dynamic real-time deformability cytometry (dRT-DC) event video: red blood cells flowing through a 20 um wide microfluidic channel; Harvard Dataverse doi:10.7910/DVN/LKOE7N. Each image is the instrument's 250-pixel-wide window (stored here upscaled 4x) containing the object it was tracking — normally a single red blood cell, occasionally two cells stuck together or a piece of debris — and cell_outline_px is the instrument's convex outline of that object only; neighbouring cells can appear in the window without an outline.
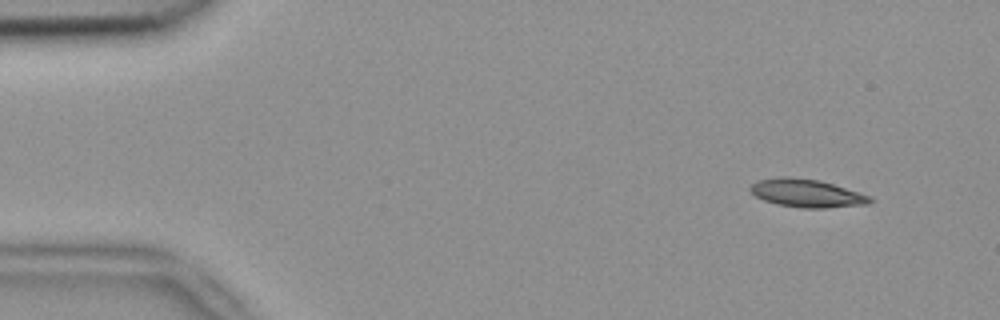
{"species": "common noctule bat (a hibernating species)", "species_latin": "Nyctalus noctula", "temperature_condition": "room temperature", "stored_images_in_passage": 5, "camera_frame_rate_fps": 3000, "um_per_image_px": 0.085, "animal": {"sex": "female", "body_mass_g": 18.4}, "frame": {"image": 1, "passage_image": 1, "time_ms": 0.0, "image_size_px": [1000, 320], "cell_outline_px": [[876, 200], [868, 204], [824, 208], [800, 208], [776, 204], [764, 200], [756, 196], [748, 188], [756, 180], [784, 176], [788, 176], [820, 180], [872, 196]], "centroid_in_image_um": [68.59, 16.42], "position_along_channel_um": 16.4, "area_um2": 19.77}}
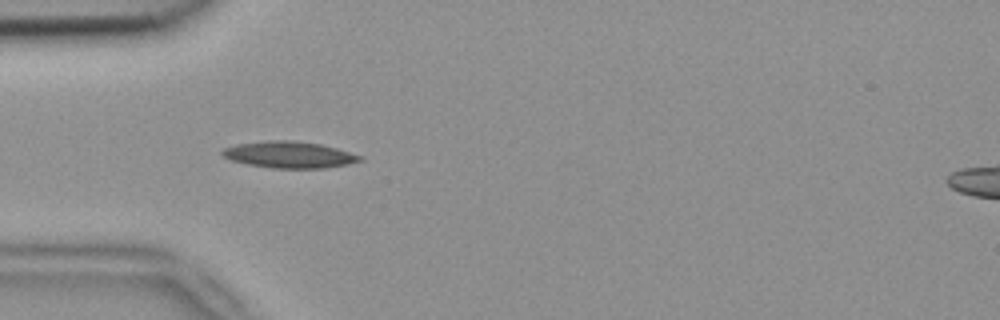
{"frame": {"image": 2, "passage_image": 4, "time_ms": 1.0, "image_size_px": [1000, 320], "cell_outline_px": [[364, 160], [324, 168], [272, 168], [248, 164], [232, 160], [224, 156], [220, 152], [224, 148], [236, 144], [268, 140], [296, 140], [320, 144], [336, 148], [364, 156]], "centroid_in_image_um": [24.59, 13.14], "position_along_channel_um": 60.4, "area_um2": 21.21}}